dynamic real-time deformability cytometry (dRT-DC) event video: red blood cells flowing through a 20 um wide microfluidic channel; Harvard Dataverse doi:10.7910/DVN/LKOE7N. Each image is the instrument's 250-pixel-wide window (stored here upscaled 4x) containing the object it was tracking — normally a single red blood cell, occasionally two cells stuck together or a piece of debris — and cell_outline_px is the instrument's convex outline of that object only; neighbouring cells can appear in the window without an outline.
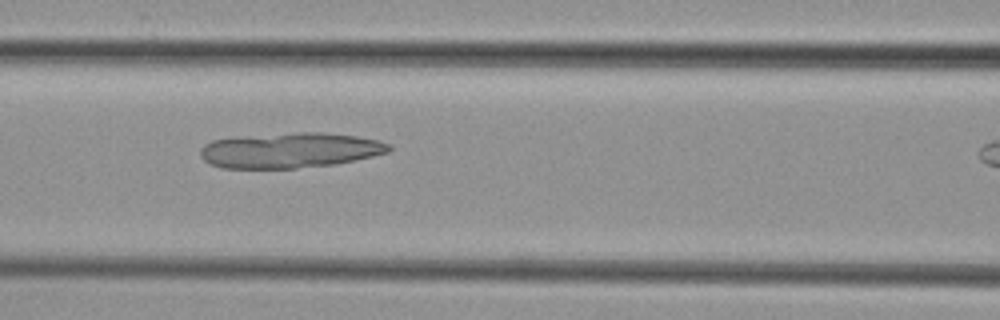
{"species": "common noctule bat (a hibernating species)", "species_latin": "Nyctalus noctula", "temperature_condition": "cold", "stored_images_in_passage": 7, "camera_frame_rate_fps": 3000, "um_per_image_px": 0.085, "animal": {"sex": "female", "body_mass_g": 29.2, "forearm_length_mm": 56.3}, "frame": {"image": 1, "passage_image": 6, "time_ms": 5.667, "image_size_px": [1000, 320], "cell_outline_px": [[392, 148], [388, 152], [372, 156], [336, 164], [296, 168], [220, 168], [208, 164], [200, 156], [200, 148], [204, 144], [212, 140], [300, 132], [320, 132], [356, 136], [376, 140], [392, 144]], "centroid_in_image_um": [24.65, 12.79], "position_along_channel_um": 142.0, "area_um2": 38.44}}